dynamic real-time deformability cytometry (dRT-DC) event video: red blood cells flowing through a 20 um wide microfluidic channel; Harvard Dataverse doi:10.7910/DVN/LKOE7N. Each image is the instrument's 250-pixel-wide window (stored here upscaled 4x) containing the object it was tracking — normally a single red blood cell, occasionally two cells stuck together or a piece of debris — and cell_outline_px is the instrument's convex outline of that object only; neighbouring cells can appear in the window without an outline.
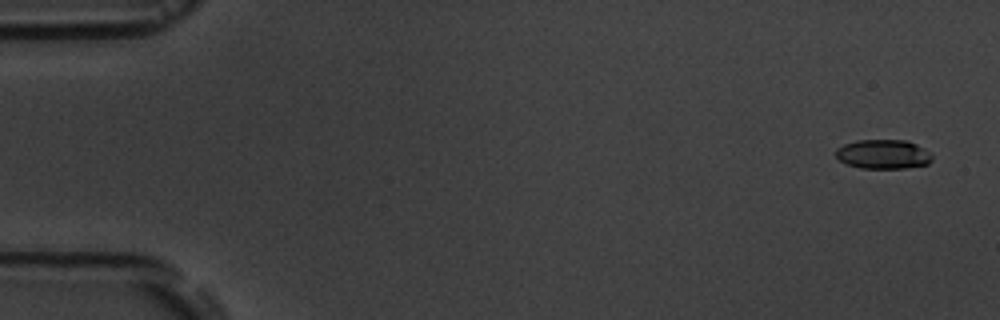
{"species": "common noctule bat (a hibernating species)", "species_latin": "Nyctalus noctula", "temperature_condition": "room temperature", "stored_images_in_passage": 6, "camera_frame_rate_fps": 3000, "um_per_image_px": 0.085, "animal": {"sex": "male", "body_mass_g": 19.5, "forearm_length_mm": 54.6}, "frame": {"image": 1, "passage_image": 1, "time_ms": 0.0, "image_size_px": [1000, 320], "cell_outline_px": [[932, 160], [928, 164], [904, 168], [860, 168], [844, 164], [836, 156], [836, 148], [844, 144], [856, 140], [908, 140], [924, 148], [932, 156]], "centroid_in_image_um": [75.05, 13.11], "position_along_channel_um": 9.9, "area_um2": 16.53}}
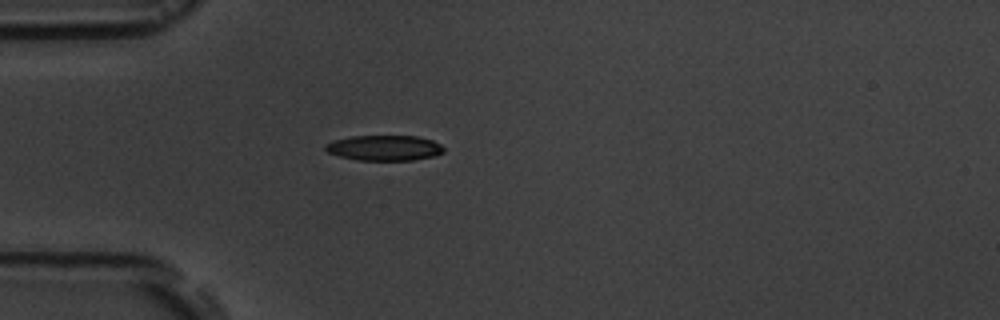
{"frame": {"image": 2, "passage_image": 5, "time_ms": 4.667, "image_size_px": [1000, 320], "cell_outline_px": [[444, 152], [432, 156], [412, 160], [360, 160], [340, 156], [328, 152], [324, 148], [324, 144], [336, 140], [352, 136], [416, 136], [432, 140], [440, 144], [444, 148]], "centroid_in_image_um": [32.67, 12.57], "position_along_channel_um": 52.3, "area_um2": 17.28}}